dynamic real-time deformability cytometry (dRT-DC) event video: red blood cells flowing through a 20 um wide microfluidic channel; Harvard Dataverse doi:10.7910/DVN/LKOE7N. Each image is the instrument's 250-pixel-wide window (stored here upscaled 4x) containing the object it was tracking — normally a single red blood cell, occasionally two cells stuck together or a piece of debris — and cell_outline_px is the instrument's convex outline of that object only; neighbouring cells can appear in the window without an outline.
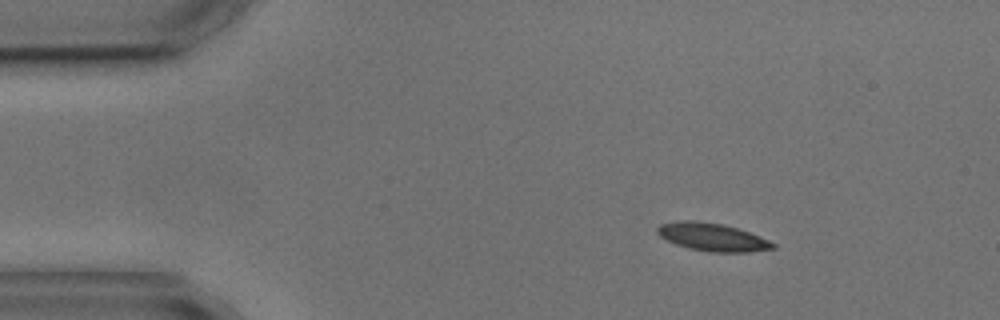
{"species": "common noctule bat (a hibernating species)", "species_latin": "Nyctalus noctula", "temperature_condition": "cold", "stored_images_in_passage": 3, "camera_frame_rate_fps": 3000, "um_per_image_px": 0.085, "animal": {"sex": "male", "body_mass_g": 17.9, "forearm_length_mm": 54.2}, "frame": {"image": 1, "passage_image": 1, "time_ms": 0.0, "image_size_px": [1000, 320], "cell_outline_px": [[776, 248], [748, 252], [708, 252], [688, 248], [676, 244], [660, 236], [656, 232], [656, 228], [660, 224], [680, 220], [696, 220], [720, 224], [736, 228], [760, 236], [776, 244]], "centroid_in_image_um": [60.53, 20.15], "position_along_channel_um": 24.5, "area_um2": 18.73}}
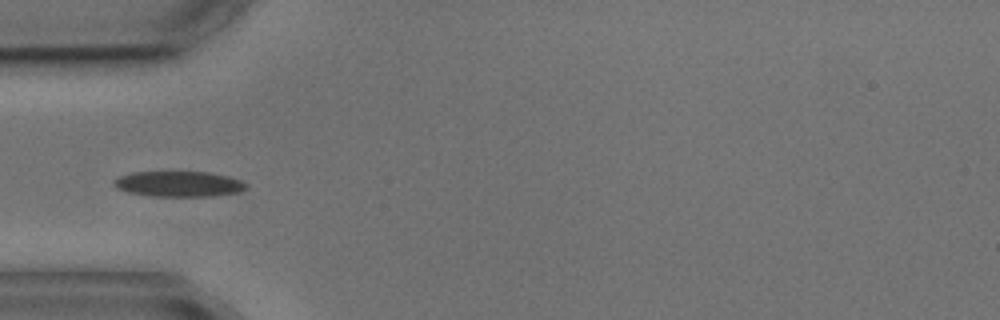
{"frame": {"image": 2, "passage_image": 3, "time_ms": 3.0, "image_size_px": [1000, 320], "cell_outline_px": [[248, 188], [240, 192], [212, 196], [152, 196], [132, 192], [116, 188], [112, 184], [112, 180], [120, 176], [132, 172], [208, 172], [228, 176], [240, 180], [248, 184]], "centroid_in_image_um": [15.22, 15.63], "position_along_channel_um": 69.8, "area_um2": 19.65}}